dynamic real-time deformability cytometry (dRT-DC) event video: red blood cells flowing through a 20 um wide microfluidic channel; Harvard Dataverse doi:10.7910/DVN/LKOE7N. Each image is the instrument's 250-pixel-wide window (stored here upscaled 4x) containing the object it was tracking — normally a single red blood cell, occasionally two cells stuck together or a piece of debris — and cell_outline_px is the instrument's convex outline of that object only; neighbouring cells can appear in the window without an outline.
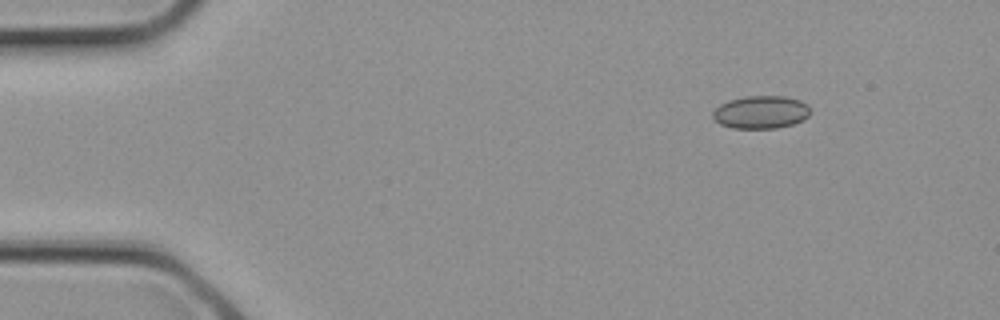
{"species": "common noctule bat (a hibernating species)", "species_latin": "Nyctalus noctula", "temperature_condition": "cold", "stored_images_in_passage": 2, "camera_frame_rate_fps": 3000, "um_per_image_px": 0.085, "animal": {"sex": "female", "body_mass_g": 21.9}, "frame": {"image": 1, "passage_image": 1, "time_ms": 0.0, "image_size_px": [1000, 320], "cell_outline_px": [[808, 116], [804, 120], [792, 124], [776, 128], [732, 128], [720, 124], [712, 116], [712, 112], [720, 104], [728, 100], [744, 96], [784, 96], [800, 100], [808, 104]], "centroid_in_image_um": [64.66, 9.53], "position_along_channel_um": 20.3, "area_um2": 18.67}}